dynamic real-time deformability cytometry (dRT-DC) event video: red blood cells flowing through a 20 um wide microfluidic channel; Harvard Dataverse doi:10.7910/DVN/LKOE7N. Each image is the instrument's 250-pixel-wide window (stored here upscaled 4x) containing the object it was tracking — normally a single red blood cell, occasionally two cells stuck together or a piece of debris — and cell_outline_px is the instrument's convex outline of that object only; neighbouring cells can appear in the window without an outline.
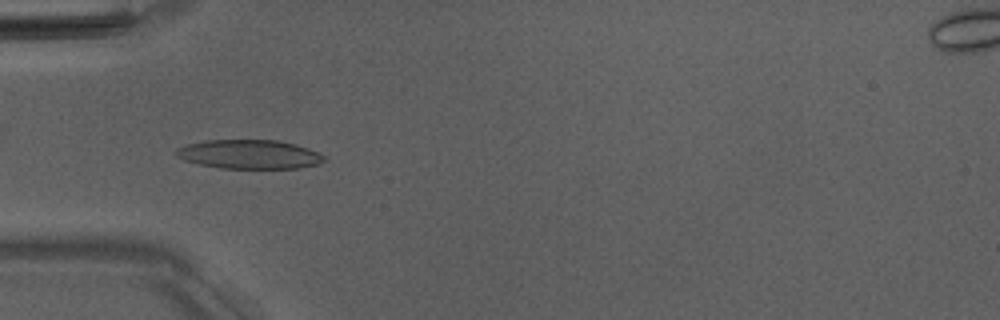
{"species": "Egyptian fruit bat (a non-hibernating species)", "species_latin": "Rousettus aegyptiacus", "temperature_condition": "room temperature", "stored_images_in_passage": 51, "camera_frame_rate_fps": 3000, "um_per_image_px": 0.085, "animal": {"sex": "male"}, "frame": {"image": 1, "passage_image": 16, "time_ms": 5.0, "image_size_px": [1000, 320], "cell_outline_px": [[328, 160], [320, 164], [300, 168], [220, 168], [200, 164], [184, 160], [176, 156], [172, 152], [176, 148], [188, 144], [204, 140], [276, 140], [296, 144], [308, 148], [324, 156]], "centroid_in_image_um": [21.18, 13.11], "position_along_channel_um": 63.8, "area_um2": 25.2}}
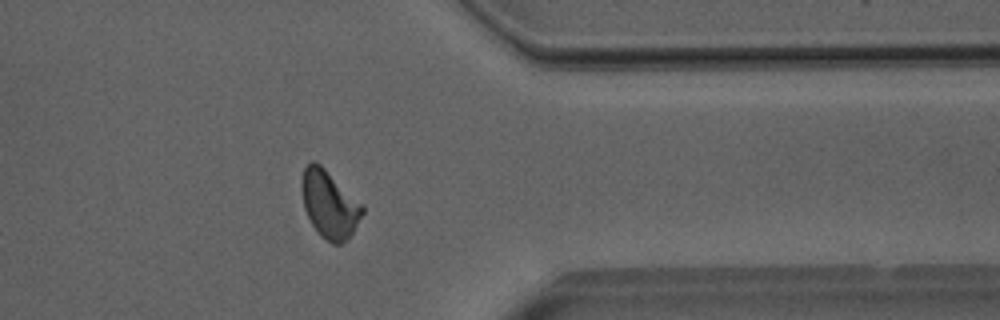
{"frame": {"image": 2, "passage_image": 41, "time_ms": 13.333, "image_size_px": [1000, 320], "cell_outline_px": [[364, 212], [348, 240], [340, 244], [332, 244], [320, 236], [312, 224], [304, 208], [300, 188], [300, 180], [304, 168], [312, 160], [320, 164], [364, 204]], "centroid_in_image_um": [28.0, 17.36], "position_along_channel_um": 383.4, "area_um2": 24.16}}
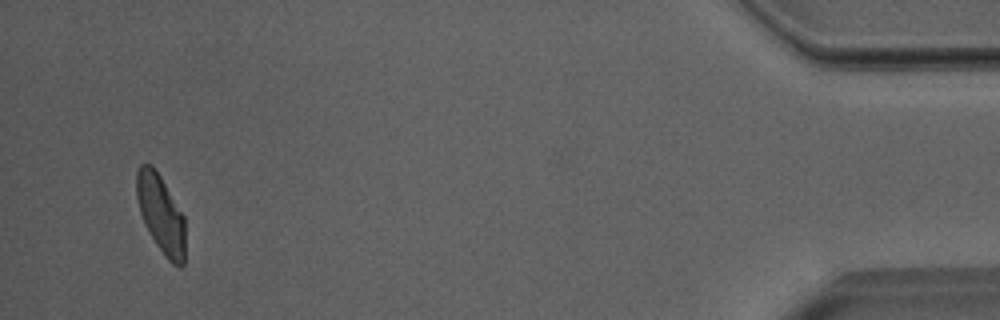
{"frame": {"image": 3, "passage_image": 49, "time_ms": 16.0, "image_size_px": [1000, 320], "cell_outline_px": [[184, 264], [180, 268], [172, 264], [164, 256], [156, 244], [144, 224], [140, 212], [136, 196], [136, 172], [140, 164], [152, 164], [160, 176], [184, 216]], "centroid_in_image_um": [13.66, 18.2], "position_along_channel_um": 421.5, "area_um2": 22.14}, "authors_computed_cell_mechanics": {"area_um2": 23.7558, "velocity_mm_per_s": 3.986, "shape_relaxation_time_tau1_ms": 4.3604, "shape_relaxation_time_tau2_ms": 2.1914, "deformation_change_tau1": 0.1612, "deformation_change_tau2": 0.0894}}